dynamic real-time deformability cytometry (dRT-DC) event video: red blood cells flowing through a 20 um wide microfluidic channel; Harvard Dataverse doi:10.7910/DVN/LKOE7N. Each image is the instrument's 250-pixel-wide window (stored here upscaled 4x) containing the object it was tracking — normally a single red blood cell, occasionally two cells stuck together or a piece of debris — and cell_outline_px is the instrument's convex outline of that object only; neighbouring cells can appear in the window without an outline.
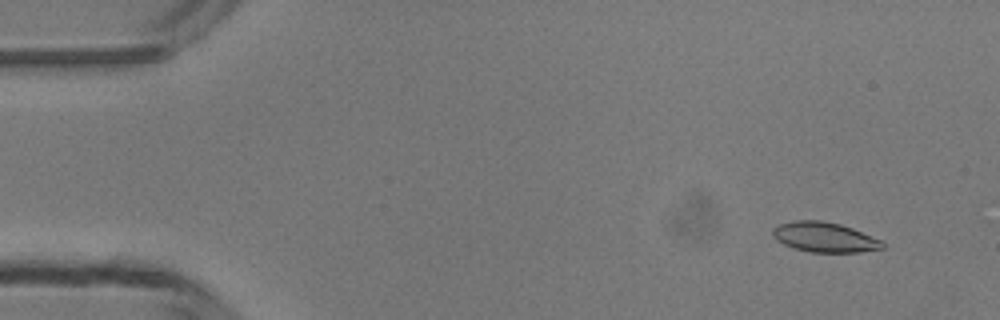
{"species": "common noctule bat (a hibernating species)", "species_latin": "Nyctalus noctula", "temperature_condition": "room temperature", "stored_images_in_passage": 49, "camera_frame_rate_fps": 3000, "um_per_image_px": 0.085, "animal": {"sex": "male", "body_mass_g": 13.3}, "frame": {"image": 1, "passage_image": 4, "time_ms": 1.0, "image_size_px": [1000, 320], "cell_outline_px": [[884, 248], [860, 252], [812, 252], [792, 248], [776, 240], [772, 236], [772, 228], [776, 224], [792, 220], [820, 220], [840, 224], [852, 228], [884, 240]], "centroid_in_image_um": [70.06, 20.15], "position_along_channel_um": 14.9, "area_um2": 19.48}}
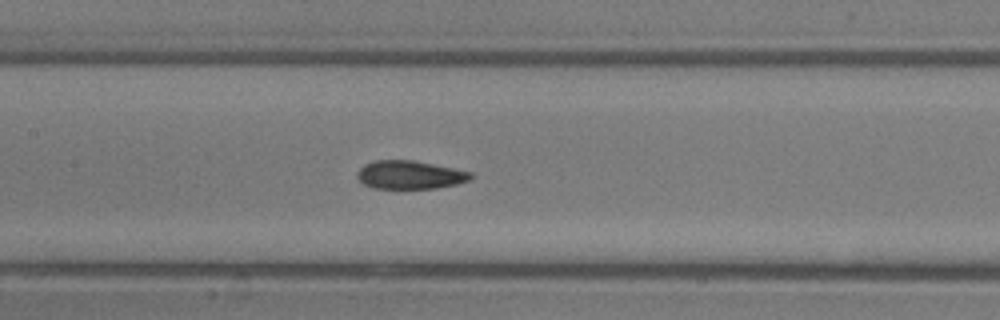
{"frame": {"image": 2, "passage_image": 23, "time_ms": 7.333, "image_size_px": [1000, 320], "cell_outline_px": [[472, 180], [456, 184], [436, 188], [372, 188], [364, 184], [356, 176], [356, 172], [364, 164], [372, 160], [412, 160], [472, 172]], "centroid_in_image_um": [34.81, 14.86], "position_along_channel_um": 172.6, "area_um2": 18.73}}
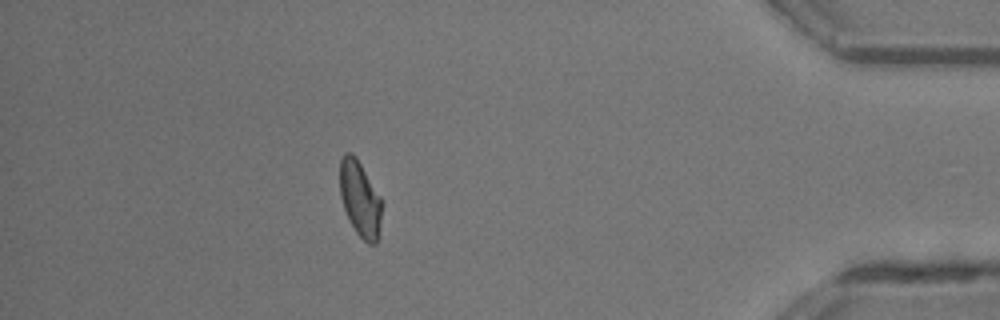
{"frame": {"image": 3, "passage_image": 43, "time_ms": 14.0, "image_size_px": [1000, 320], "cell_outline_px": [[380, 220], [376, 244], [368, 244], [356, 232], [344, 208], [340, 196], [340, 160], [344, 152], [352, 152], [356, 156], [380, 196]], "centroid_in_image_um": [30.57, 16.85], "position_along_channel_um": 404.6, "area_um2": 18.09}, "authors_computed_cell_mechanics": {"area_um2": 19.3052, "velocity_mm_per_s": 4.2331, "shape_relaxation_time_tau1_ms": null, "shape_relaxation_time_tau2_ms": 2.339, "deformation_change_tau1": null, "deformation_change_tau2": 0.0803}}